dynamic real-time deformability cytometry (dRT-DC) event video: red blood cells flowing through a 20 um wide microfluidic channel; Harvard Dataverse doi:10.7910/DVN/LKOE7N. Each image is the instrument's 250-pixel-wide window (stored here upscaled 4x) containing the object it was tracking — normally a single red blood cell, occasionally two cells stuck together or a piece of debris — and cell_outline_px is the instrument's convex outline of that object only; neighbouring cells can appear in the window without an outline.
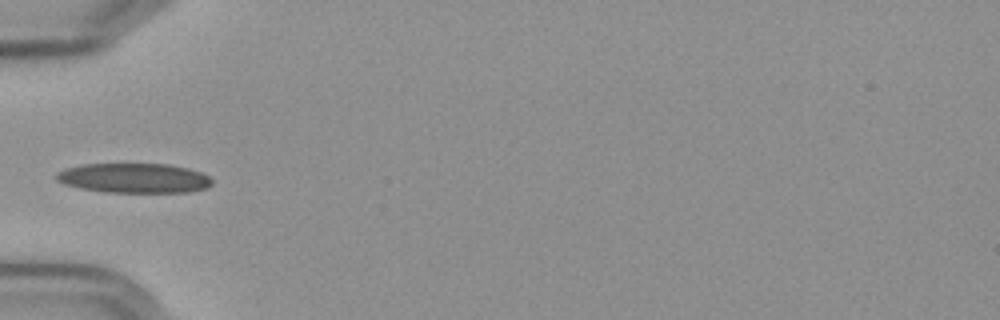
{"species": "Egyptian fruit bat (a non-hibernating species)", "species_latin": "Rousettus aegyptiacus", "temperature_condition": "cold", "stored_images_in_passage": 7, "camera_frame_rate_fps": 3000, "um_per_image_px": 0.085, "frame": {"image": 1, "passage_image": 5, "time_ms": 5.0, "image_size_px": [1000, 320], "cell_outline_px": [[212, 184], [208, 188], [188, 192], [104, 192], [80, 188], [64, 184], [56, 180], [56, 172], [68, 168], [84, 164], [168, 164], [188, 168], [200, 172], [208, 176], [212, 180]], "centroid_in_image_um": [11.41, 15.14], "position_along_channel_um": 73.6, "area_um2": 26.93}}
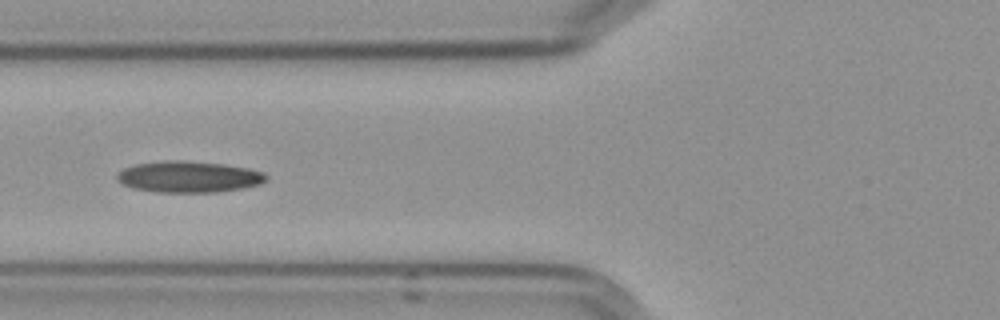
{"frame": {"image": 2, "passage_image": 6, "time_ms": 6.0, "image_size_px": [1000, 320], "cell_outline_px": [[268, 176], [260, 184], [244, 188], [216, 192], [156, 192], [132, 188], [116, 180], [116, 176], [124, 168], [136, 164], [164, 160], [180, 160], [224, 164], [248, 168], [264, 172]], "centroid_in_image_um": [16.04, 15.03], "position_along_channel_um": 109.8, "area_um2": 27.22}}